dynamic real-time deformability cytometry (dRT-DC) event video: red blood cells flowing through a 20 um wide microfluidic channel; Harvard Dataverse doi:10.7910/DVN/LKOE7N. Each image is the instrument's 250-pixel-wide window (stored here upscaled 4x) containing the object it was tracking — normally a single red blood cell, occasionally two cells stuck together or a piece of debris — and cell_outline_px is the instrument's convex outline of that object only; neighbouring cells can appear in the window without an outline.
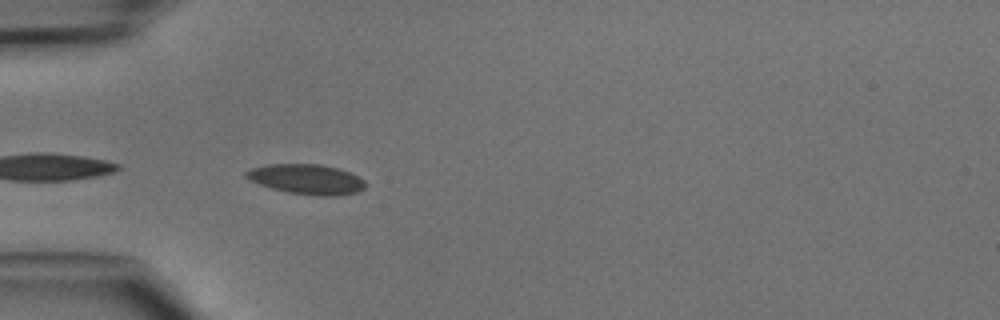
{"species": "common noctule bat (a hibernating species)", "species_latin": "Nyctalus noctula", "temperature_condition": "cold", "stored_images_in_passage": 9, "camera_frame_rate_fps": 3000, "um_per_image_px": 0.085, "animal": {"sex": "male", "body_mass_g": 15.6}, "frame": {"image": 1, "passage_image": 1, "time_ms": 0.0, "image_size_px": [1000, 320], "cell_outline_px": [[364, 188], [356, 192], [336, 196], [316, 196], [288, 192], [272, 188], [260, 184], [244, 176], [244, 172], [252, 168], [268, 164], [320, 164], [336, 168], [348, 172], [364, 180]], "centroid_in_image_um": [26.04, 15.23], "position_along_channel_um": 59.0, "area_um2": 20.58}}